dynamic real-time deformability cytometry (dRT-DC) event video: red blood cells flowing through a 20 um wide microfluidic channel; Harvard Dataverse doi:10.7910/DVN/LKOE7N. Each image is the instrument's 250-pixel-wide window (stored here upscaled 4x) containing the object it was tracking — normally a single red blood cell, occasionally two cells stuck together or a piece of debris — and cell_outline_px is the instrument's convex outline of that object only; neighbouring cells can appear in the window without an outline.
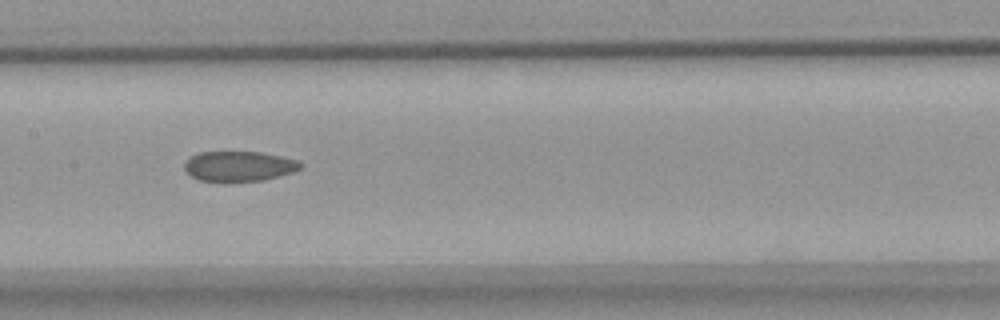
{"species": "common noctule bat (a hibernating species)", "species_latin": "Nyctalus noctula", "temperature_condition": "warm", "stored_images_in_passage": 9, "camera_frame_rate_fps": 3000, "um_per_image_px": 0.085, "animal": {"sex": "female", "body_mass_g": 18.4}, "frame": {"image": 1, "passage_image": 7, "time_ms": 8.0, "image_size_px": [1000, 320], "cell_outline_px": [[304, 168], [280, 176], [260, 180], [224, 184], [200, 180], [192, 176], [184, 168], [184, 164], [192, 156], [200, 152], [260, 152], [300, 160], [304, 164]], "centroid_in_image_um": [20.36, 14.16], "position_along_channel_um": 187.0, "area_um2": 20.87}}
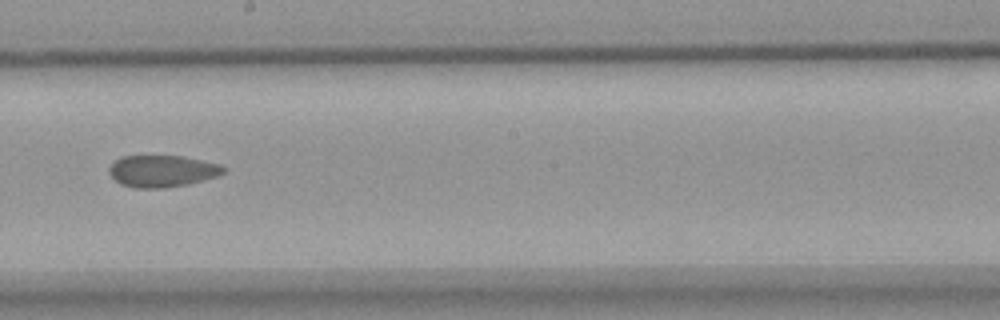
{"frame": {"image": 2, "passage_image": 8, "time_ms": 9.333, "image_size_px": [1000, 320], "cell_outline_px": [[228, 168], [224, 172], [216, 176], [188, 184], [164, 188], [132, 188], [120, 184], [108, 172], [108, 168], [120, 156], [184, 156], [220, 164]], "centroid_in_image_um": [13.78, 14.54], "position_along_channel_um": 234.4, "area_um2": 21.27}}
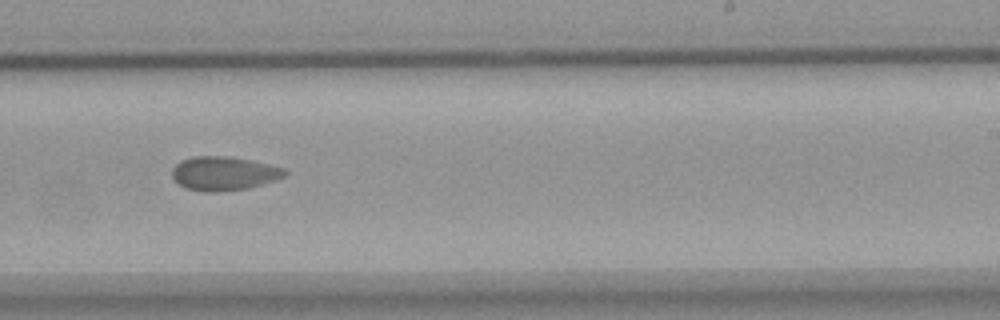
{"frame": {"image": 3, "passage_image": 9, "time_ms": 10.333, "image_size_px": [1000, 320], "cell_outline_px": [[288, 172], [284, 176], [276, 180], [248, 188], [212, 192], [204, 192], [188, 188], [180, 184], [172, 176], [172, 168], [180, 160], [192, 156], [224, 156], [248, 160], [268, 164], [284, 168]], "centroid_in_image_um": [19.02, 14.74], "position_along_channel_um": 270.0, "area_um2": 22.02}}